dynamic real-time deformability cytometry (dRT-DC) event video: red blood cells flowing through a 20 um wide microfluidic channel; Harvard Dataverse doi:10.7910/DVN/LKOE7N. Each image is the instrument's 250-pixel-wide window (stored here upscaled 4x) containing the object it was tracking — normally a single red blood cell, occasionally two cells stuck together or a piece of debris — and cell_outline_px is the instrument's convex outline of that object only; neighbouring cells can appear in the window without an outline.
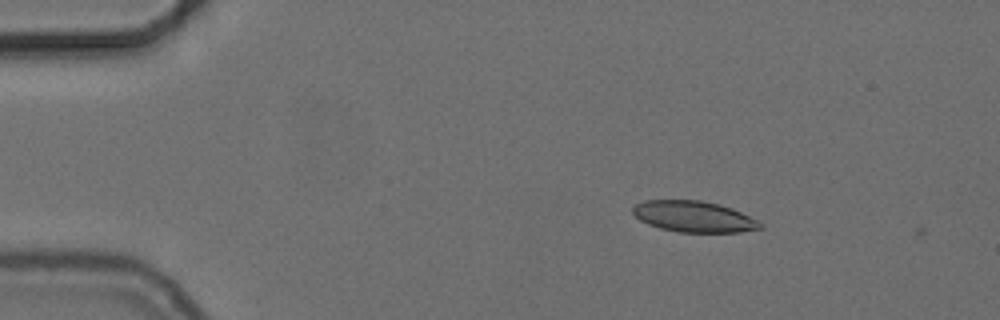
{"species": "common noctule bat (a hibernating species)", "species_latin": "Nyctalus noctula", "temperature_condition": "cold", "stored_images_in_passage": 3, "camera_frame_rate_fps": 3000, "um_per_image_px": 0.085, "animal": {"sex": "female", "body_mass_g": 24.6, "forearm_length_mm": 56.2}, "frame": {"image": 1, "passage_image": 2, "time_ms": 0.333, "image_size_px": [1000, 320], "cell_outline_px": [[764, 228], [740, 232], [680, 232], [660, 228], [648, 224], [640, 220], [632, 212], [632, 208], [636, 204], [644, 200], [700, 200], [720, 204], [732, 208], [760, 220], [764, 224]], "centroid_in_image_um": [59.03, 18.41], "position_along_channel_um": 26.0, "area_um2": 23.29}}